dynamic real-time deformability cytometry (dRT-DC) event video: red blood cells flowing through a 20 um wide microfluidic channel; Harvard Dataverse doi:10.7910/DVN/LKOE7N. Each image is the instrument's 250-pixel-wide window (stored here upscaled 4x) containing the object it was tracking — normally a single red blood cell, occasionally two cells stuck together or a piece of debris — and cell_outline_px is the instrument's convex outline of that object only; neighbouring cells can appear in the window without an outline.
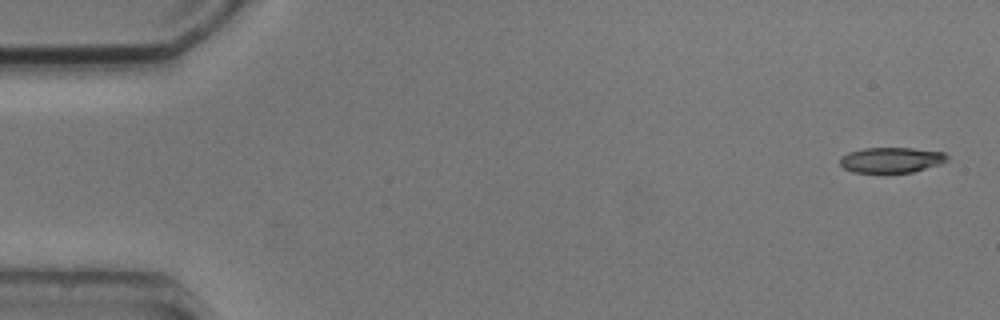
{"species": "common noctule bat (a hibernating species)", "species_latin": "Nyctalus noctula", "temperature_condition": "cold", "stored_images_in_passage": 4, "camera_frame_rate_fps": 3000, "um_per_image_px": 0.085, "animal": {"sex": "male", "body_mass_g": 20.5, "forearm_length_mm": 52.5}, "frame": {"image": 1, "passage_image": 1, "time_ms": 0.0, "image_size_px": [1000, 320], "cell_outline_px": [[948, 160], [940, 164], [912, 172], [884, 176], [852, 172], [844, 168], [840, 164], [840, 156], [848, 152], [864, 148], [912, 148], [944, 152], [948, 156]], "centroid_in_image_um": [75.71, 13.65], "position_along_channel_um": 9.3, "area_um2": 16.7}}